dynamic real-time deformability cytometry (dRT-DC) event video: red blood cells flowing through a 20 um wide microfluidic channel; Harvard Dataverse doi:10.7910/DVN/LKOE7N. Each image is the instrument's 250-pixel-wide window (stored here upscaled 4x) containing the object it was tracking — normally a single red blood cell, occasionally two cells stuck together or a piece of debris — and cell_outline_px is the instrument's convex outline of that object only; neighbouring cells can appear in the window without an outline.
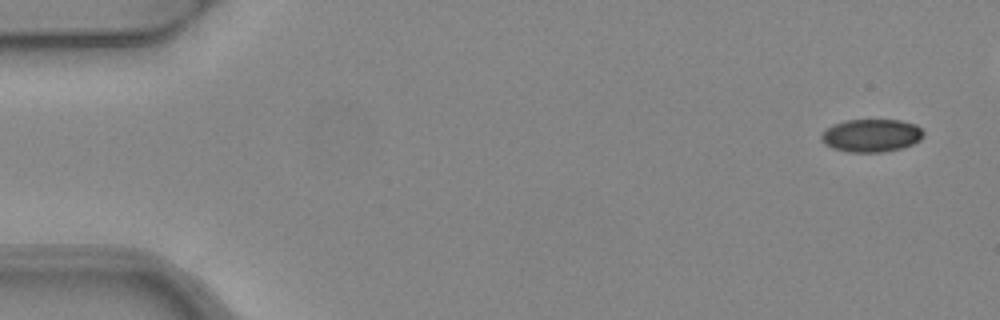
{"species": "common noctule bat (a hibernating species)", "species_latin": "Nyctalus noctula", "temperature_condition": "warm", "stored_images_in_passage": 6, "camera_frame_rate_fps": 3000, "um_per_image_px": 0.085, "animal": {"sex": "female", "body_mass_g": 24.6, "forearm_length_mm": 56.2}, "frame": {"image": 1, "passage_image": 1, "time_ms": 0.0, "image_size_px": [1000, 320], "cell_outline_px": [[924, 136], [920, 140], [912, 144], [900, 148], [884, 152], [848, 152], [832, 148], [824, 144], [820, 140], [820, 136], [832, 124], [844, 120], [900, 120], [916, 124], [924, 132]], "centroid_in_image_um": [74.05, 11.51], "position_along_channel_um": 10.9, "area_um2": 19.71}}
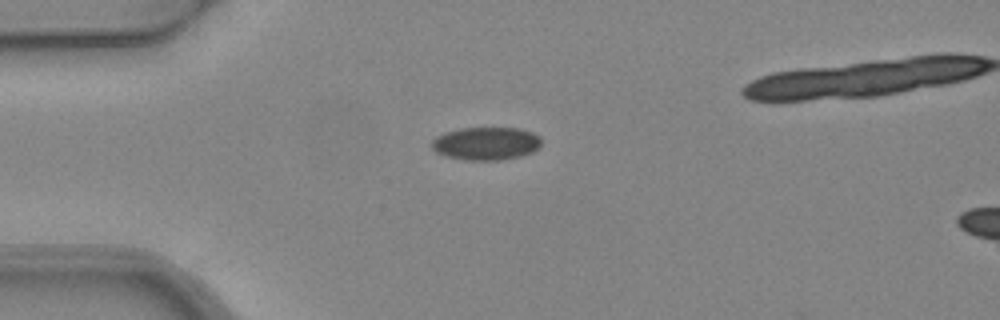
{"frame": {"image": 2, "passage_image": 4, "time_ms": 1.0, "image_size_px": [1000, 320], "cell_outline_px": [[540, 144], [532, 152], [520, 156], [500, 160], [468, 160], [448, 156], [436, 152], [432, 148], [432, 140], [436, 136], [444, 132], [460, 128], [520, 128], [532, 132], [540, 136]], "centroid_in_image_um": [41.3, 12.18], "position_along_channel_um": 43.7, "area_um2": 20.98}}